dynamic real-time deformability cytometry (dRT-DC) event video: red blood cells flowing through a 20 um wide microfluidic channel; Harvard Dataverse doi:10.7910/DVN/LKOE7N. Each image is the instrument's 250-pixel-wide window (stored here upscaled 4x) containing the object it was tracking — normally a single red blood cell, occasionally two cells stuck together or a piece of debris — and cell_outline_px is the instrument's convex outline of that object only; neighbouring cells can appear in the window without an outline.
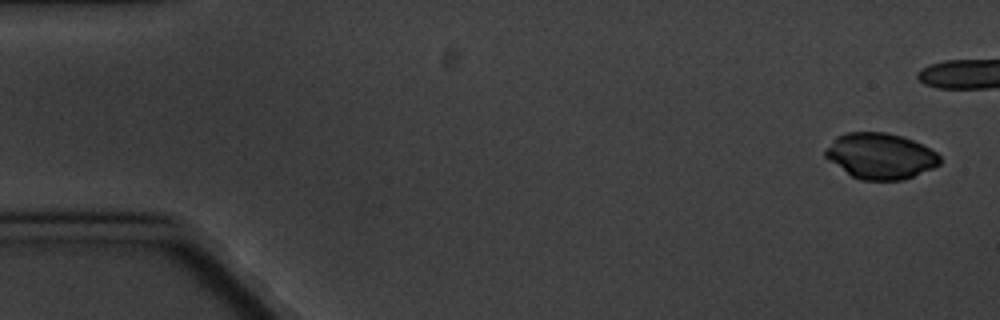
{"species": "common noctule bat (a hibernating species)", "species_latin": "Nyctalus noctula", "temperature_condition": "cold", "stored_images_in_passage": 12, "camera_frame_rate_fps": 3000, "um_per_image_px": 0.085, "animal": {"sex": "male", "body_mass_g": 20.1, "forearm_length_mm": 53.5}, "frame": {"image": 1, "passage_image": 1, "time_ms": 0.0, "image_size_px": [1000, 320], "cell_outline_px": [[940, 164], [932, 168], [904, 180], [860, 180], [852, 176], [828, 160], [824, 156], [824, 152], [836, 136], [848, 132], [884, 132], [900, 136], [912, 140], [936, 152], [940, 156]], "centroid_in_image_um": [74.81, 13.27], "position_along_channel_um": 10.2, "area_um2": 30.35}}